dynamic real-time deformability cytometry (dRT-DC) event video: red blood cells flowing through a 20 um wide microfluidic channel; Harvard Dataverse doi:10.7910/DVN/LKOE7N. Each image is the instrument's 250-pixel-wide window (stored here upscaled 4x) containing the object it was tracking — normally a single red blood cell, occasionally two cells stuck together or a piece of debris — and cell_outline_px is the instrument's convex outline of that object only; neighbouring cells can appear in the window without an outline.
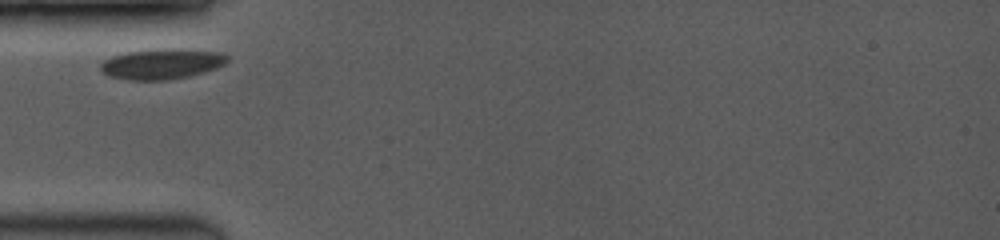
{"species": "common noctule bat (a hibernating species)", "species_latin": "Nyctalus noctula", "temperature_condition": "room temperature", "stored_images_in_passage": 9, "camera_frame_rate_fps": 3500, "um_per_image_px": 0.085, "animal": {"sex": "female", "body_mass_g": 19.0, "forearm_length_mm": 53.3}, "frame": {"image": 1, "passage_image": 1, "time_ms": 0.0, "image_size_px": [1000, 240], "cell_outline_px": [[228, 60], [224, 64], [216, 68], [204, 72], [188, 76], [168, 80], [128, 80], [108, 76], [100, 72], [100, 64], [104, 60], [112, 56], [124, 52], [156, 48], [176, 48], [220, 52], [228, 56]], "centroid_in_image_um": [13.71, 5.42], "position_along_channel_um": 71.3, "area_um2": 22.83}}
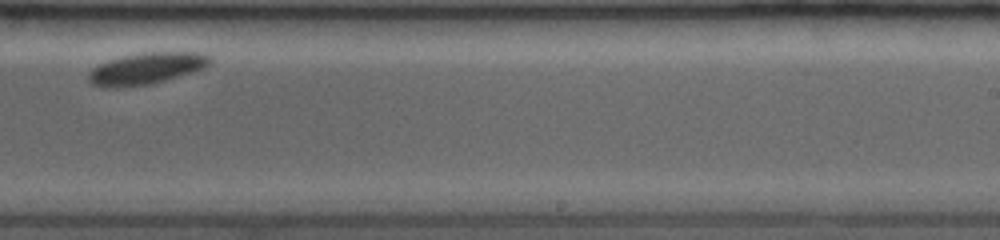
{"frame": {"image": 2, "passage_image": 6, "time_ms": 5.714, "image_size_px": [1000, 240], "cell_outline_px": [[212, 64], [204, 68], [192, 72], [152, 84], [120, 88], [100, 88], [92, 84], [88, 80], [88, 72], [92, 68], [108, 60], [124, 56], [144, 52], [200, 52], [212, 56]], "centroid_in_image_um": [12.44, 5.83], "position_along_channel_um": 276.6, "area_um2": 22.72}}
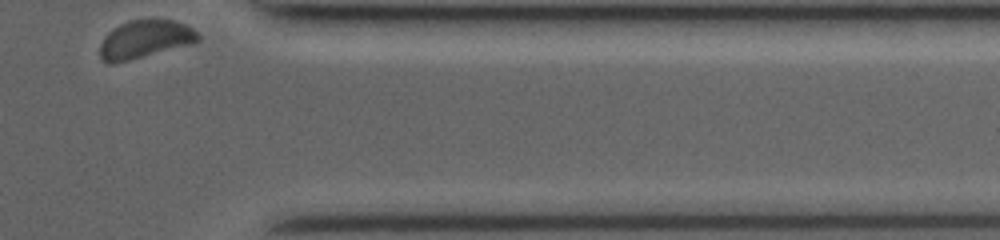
{"frame": {"image": 3, "passage_image": 9, "time_ms": 9.143, "image_size_px": [1000, 240], "cell_outline_px": [[200, 40], [192, 44], [112, 64], [104, 64], [100, 60], [100, 44], [104, 36], [112, 28], [128, 20], [172, 20], [184, 24], [192, 28], [200, 36]], "centroid_in_image_um": [12.27, 3.35], "position_along_channel_um": 399.1, "area_um2": 21.73}}